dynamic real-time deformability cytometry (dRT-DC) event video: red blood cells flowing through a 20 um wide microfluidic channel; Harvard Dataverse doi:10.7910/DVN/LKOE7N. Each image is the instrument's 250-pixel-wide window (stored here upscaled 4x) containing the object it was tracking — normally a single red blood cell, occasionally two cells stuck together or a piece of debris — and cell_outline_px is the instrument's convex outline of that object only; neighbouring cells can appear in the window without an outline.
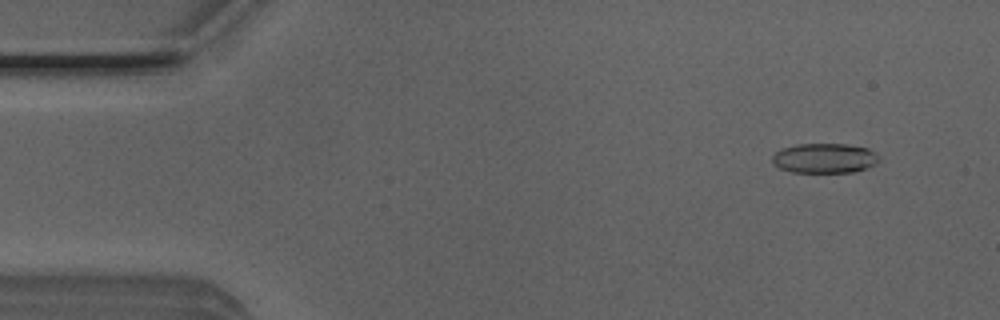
{"species": "Egyptian fruit bat (a non-hibernating species)", "species_latin": "Rousettus aegyptiacus", "temperature_condition": "room temperature", "stored_images_in_passage": 23, "camera_frame_rate_fps": 3000, "um_per_image_px": 0.085, "animal": {"sex": "male"}, "frame": {"image": 1, "passage_image": 4, "time_ms": 1.0, "image_size_px": [1000, 320], "cell_outline_px": [[880, 160], [876, 164], [856, 172], [792, 172], [780, 168], [772, 164], [772, 156], [780, 148], [796, 144], [848, 144], [868, 148]], "centroid_in_image_um": [70.05, 13.44], "position_along_channel_um": 15.0, "area_um2": 18.61}}
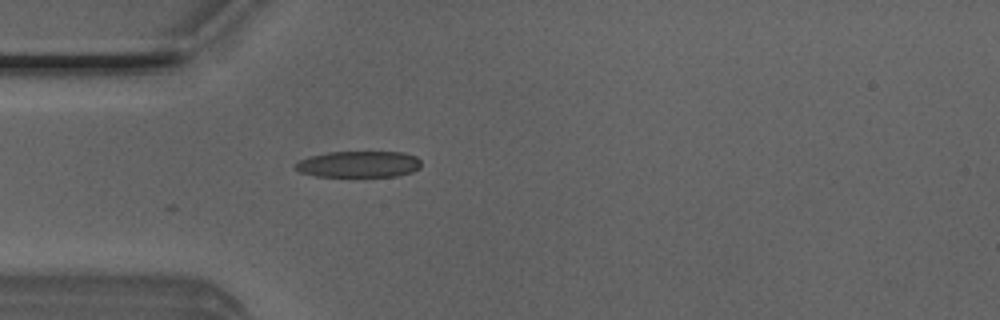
{"frame": {"image": 2, "passage_image": 14, "time_ms": 4.333, "image_size_px": [1000, 320], "cell_outline_px": [[420, 168], [412, 172], [396, 176], [316, 176], [300, 172], [296, 168], [296, 164], [300, 160], [312, 156], [328, 152], [404, 152], [416, 156], [420, 160]], "centroid_in_image_um": [30.54, 13.95], "position_along_channel_um": 54.5, "area_um2": 19.13}}
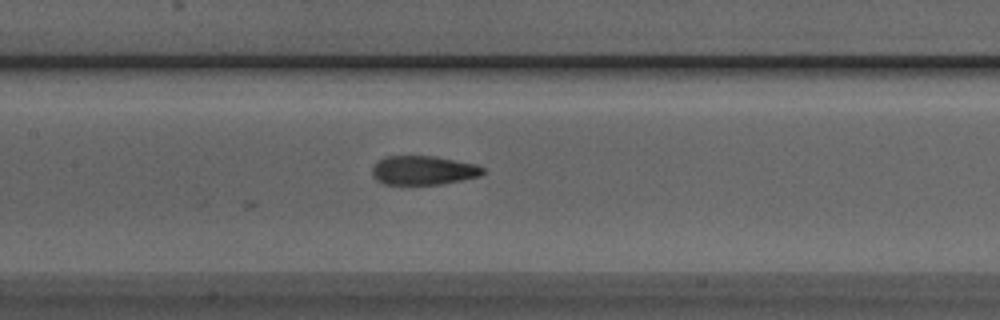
{"frame": {"image": 3, "passage_image": 23, "time_ms": 7.333, "image_size_px": [1000, 320], "cell_outline_px": [[484, 172], [480, 176], [440, 184], [384, 184], [376, 180], [372, 172], [372, 168], [384, 156], [436, 156], [476, 164], [484, 168]], "centroid_in_image_um": [35.99, 14.47], "position_along_channel_um": 171.4, "area_um2": 18.61}}